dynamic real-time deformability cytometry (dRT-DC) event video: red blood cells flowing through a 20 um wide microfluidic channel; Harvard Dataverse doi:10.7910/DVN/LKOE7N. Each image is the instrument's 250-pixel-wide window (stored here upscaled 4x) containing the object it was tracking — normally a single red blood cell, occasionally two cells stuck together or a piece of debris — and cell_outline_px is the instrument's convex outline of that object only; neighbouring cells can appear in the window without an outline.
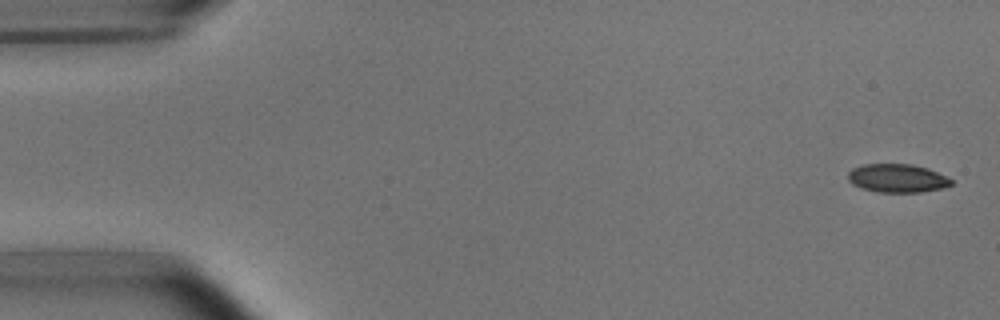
{"species": "common noctule bat (a hibernating species)", "species_latin": "Nyctalus noctula", "temperature_condition": "room temperature", "stored_images_in_passage": 4, "camera_frame_rate_fps": 3000, "um_per_image_px": 0.085, "animal": {"sex": "male", "body_mass_g": 15.6}, "frame": {"image": 1, "passage_image": 1, "time_ms": 0.0, "image_size_px": [1000, 320], "cell_outline_px": [[952, 184], [944, 188], [920, 192], [876, 192], [860, 188], [852, 184], [848, 180], [848, 172], [852, 168], [864, 164], [912, 164], [928, 168], [948, 176], [952, 180]], "centroid_in_image_um": [76.27, 15.15], "position_along_channel_um": 8.7, "area_um2": 17.34}}
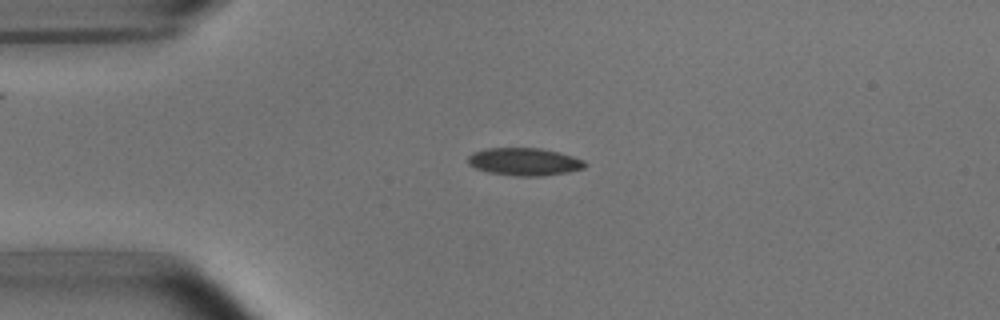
{"frame": {"image": 2, "passage_image": 4, "time_ms": 3.667, "image_size_px": [1000, 320], "cell_outline_px": [[588, 164], [584, 168], [568, 172], [540, 176], [516, 176], [488, 172], [476, 168], [468, 164], [468, 156], [472, 152], [488, 148], [540, 148], [572, 156], [584, 160]], "centroid_in_image_um": [44.56, 13.75], "position_along_channel_um": 40.4, "area_um2": 18.79}}